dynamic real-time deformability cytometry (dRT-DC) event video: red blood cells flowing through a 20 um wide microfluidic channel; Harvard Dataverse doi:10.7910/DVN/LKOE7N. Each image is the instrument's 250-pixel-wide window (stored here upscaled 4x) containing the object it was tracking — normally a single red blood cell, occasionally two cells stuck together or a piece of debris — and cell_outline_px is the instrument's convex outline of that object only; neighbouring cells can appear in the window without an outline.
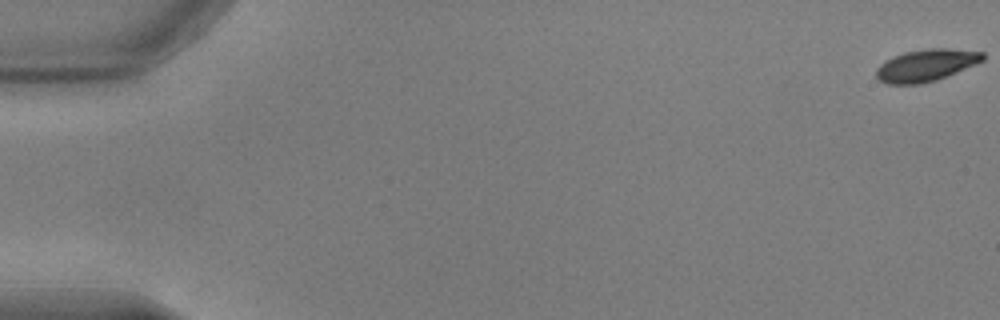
{"species": "common noctule bat (a hibernating species)", "species_latin": "Nyctalus noctula", "temperature_condition": "warm", "stored_images_in_passage": 54, "camera_frame_rate_fps": 3000, "um_per_image_px": 0.085, "animal": {"sex": "male", "body_mass_g": 17.9, "forearm_length_mm": 54.2}, "frame": {"image": 1, "passage_image": 1, "time_ms": 0.0, "image_size_px": [1000, 320], "cell_outline_px": [[984, 60], [976, 64], [936, 80], [920, 84], [884, 84], [876, 76], [876, 68], [884, 60], [892, 56], [904, 52], [928, 48], [948, 48], [984, 52]], "centroid_in_image_um": [78.69, 5.54], "position_along_channel_um": 6.3, "area_um2": 20.0}}
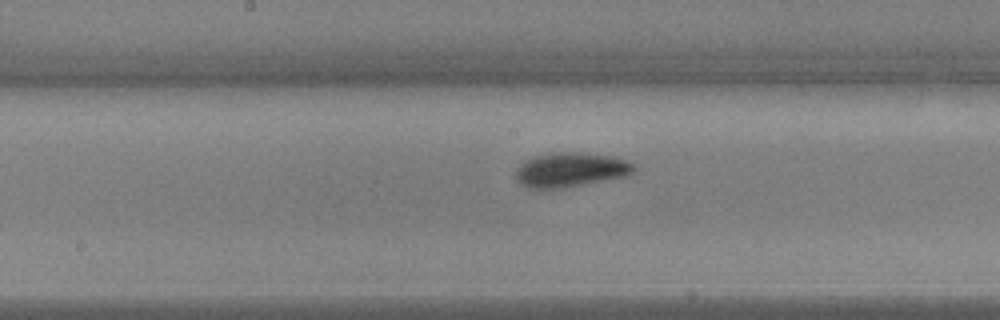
{"frame": {"image": 2, "passage_image": 29, "time_ms": 9.333, "image_size_px": [1000, 320], "cell_outline_px": [[636, 168], [632, 172], [624, 176], [560, 188], [528, 188], [520, 184], [516, 180], [516, 168], [524, 160], [532, 156], [560, 152], [576, 152], [612, 156], [624, 160], [632, 164]], "centroid_in_image_um": [48.42, 14.42], "position_along_channel_um": 199.8, "area_um2": 23.35}}
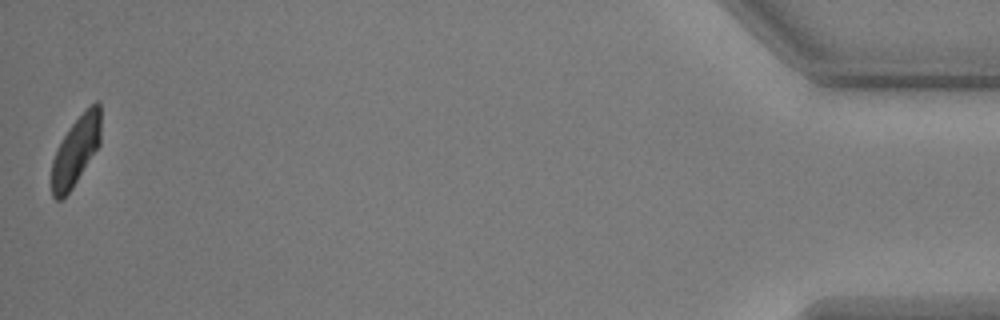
{"frame": {"image": 3, "passage_image": 54, "time_ms": 17.667, "image_size_px": [1000, 320], "cell_outline_px": [[100, 144], [72, 188], [60, 200], [56, 200], [52, 196], [52, 160], [56, 148], [72, 124], [96, 100], [100, 104]], "centroid_in_image_um": [6.44, 12.83], "position_along_channel_um": 428.8, "area_um2": 19.36}, "authors_computed_cell_mechanics": {"area_um2": 21.8195, "velocity_mm_per_s": 3.8092, "shape_relaxation_time_tau1_ms": 1.6987, "shape_relaxation_time_tau2_ms": null, "deformation_change_tau1": 0.1175, "deformation_change_tau2": null}}